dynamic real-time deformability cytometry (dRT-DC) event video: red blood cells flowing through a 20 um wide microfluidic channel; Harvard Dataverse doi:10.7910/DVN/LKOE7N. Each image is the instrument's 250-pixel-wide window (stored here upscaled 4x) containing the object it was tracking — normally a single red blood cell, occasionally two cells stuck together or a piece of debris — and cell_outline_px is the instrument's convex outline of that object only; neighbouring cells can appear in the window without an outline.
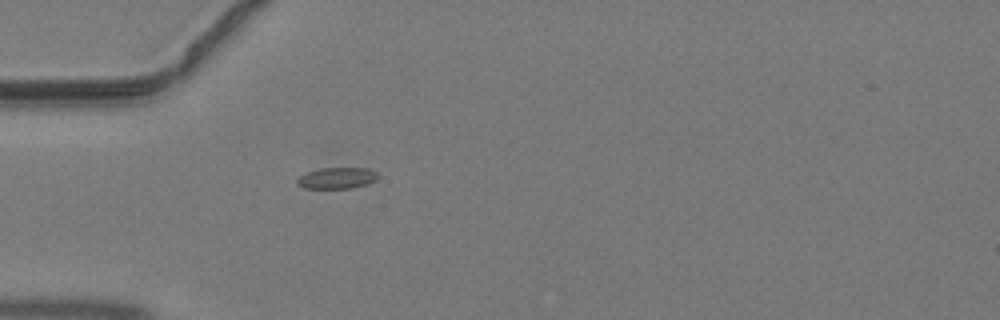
{"species": "common noctule bat (a hibernating species)", "species_latin": "Nyctalus noctula", "temperature_condition": "warm", "stored_images_in_passage": 32, "camera_frame_rate_fps": 3000, "um_per_image_px": 0.085, "animal": {"sex": "male", "body_mass_g": 19.2, "forearm_length_mm": 51.8}, "frame": {"image": 1, "passage_image": 1, "time_ms": 0.0, "image_size_px": [1000, 320], "cell_outline_px": [[380, 176], [376, 180], [368, 184], [352, 188], [304, 188], [296, 184], [296, 180], [300, 176], [308, 172], [320, 168], [368, 168], [376, 172]], "centroid_in_image_um": [28.66, 15.14], "position_along_channel_um": 56.3, "area_um2": 10.06}}